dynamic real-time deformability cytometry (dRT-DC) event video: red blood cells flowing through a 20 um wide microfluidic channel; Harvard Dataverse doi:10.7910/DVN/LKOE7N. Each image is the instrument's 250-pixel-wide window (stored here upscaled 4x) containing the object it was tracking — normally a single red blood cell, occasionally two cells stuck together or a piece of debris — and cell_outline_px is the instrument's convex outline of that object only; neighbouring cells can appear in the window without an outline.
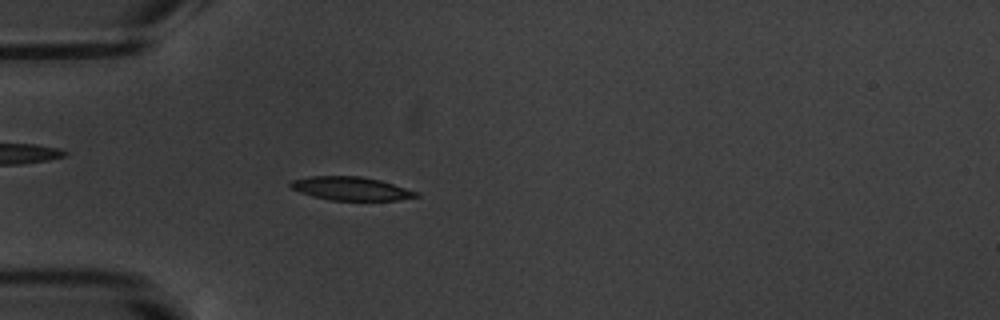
{"species": "common noctule bat (a hibernating species)", "species_latin": "Nyctalus noctula", "temperature_condition": "warm", "stored_images_in_passage": 6, "camera_frame_rate_fps": 3000, "um_per_image_px": 0.085, "animal": {"sex": "male", "body_mass_g": 20.1, "forearm_length_mm": 53.5}, "frame": {"image": 1, "passage_image": 6, "time_ms": 5.667, "image_size_px": [1000, 320], "cell_outline_px": [[420, 196], [400, 200], [328, 200], [312, 196], [300, 192], [292, 188], [288, 184], [292, 180], [312, 176], [360, 176], [380, 180], [420, 192]], "centroid_in_image_um": [29.86, 16.03], "position_along_channel_um": 55.1, "area_um2": 17.22}}